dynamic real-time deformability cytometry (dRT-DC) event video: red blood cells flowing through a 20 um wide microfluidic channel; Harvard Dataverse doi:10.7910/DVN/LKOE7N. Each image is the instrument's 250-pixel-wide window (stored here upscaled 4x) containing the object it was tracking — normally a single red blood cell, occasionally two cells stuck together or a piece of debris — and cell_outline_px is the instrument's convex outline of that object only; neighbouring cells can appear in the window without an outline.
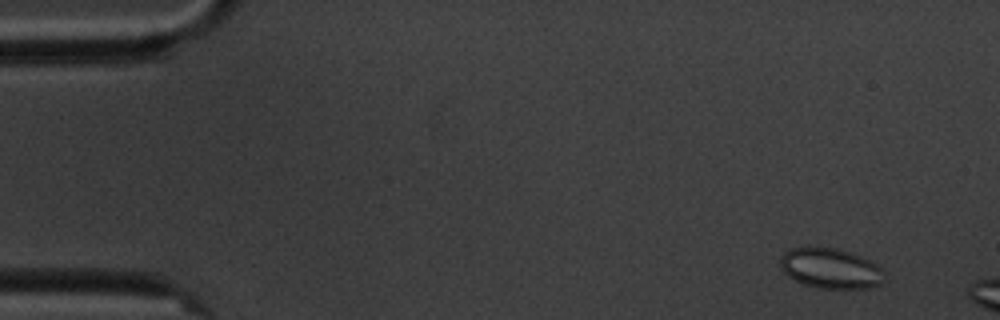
{"species": "common noctule bat (a hibernating species)", "species_latin": "Nyctalus noctula", "temperature_condition": "cold", "stored_images_in_passage": 4, "camera_frame_rate_fps": 3000, "um_per_image_px": 0.085, "animal": {"sex": "male", "body_mass_g": 20.1, "forearm_length_mm": 53.5}, "frame": {"image": 1, "passage_image": 2, "time_ms": 1.0, "image_size_px": [1000, 320], "cell_outline_px": [[884, 272], [880, 284], [872, 288], [816, 288], [804, 284], [788, 276], [780, 268], [780, 260], [784, 252], [792, 248], [836, 248], [852, 252], [872, 260]], "centroid_in_image_um": [70.61, 22.81], "position_along_channel_um": 14.4, "area_um2": 24.33}}